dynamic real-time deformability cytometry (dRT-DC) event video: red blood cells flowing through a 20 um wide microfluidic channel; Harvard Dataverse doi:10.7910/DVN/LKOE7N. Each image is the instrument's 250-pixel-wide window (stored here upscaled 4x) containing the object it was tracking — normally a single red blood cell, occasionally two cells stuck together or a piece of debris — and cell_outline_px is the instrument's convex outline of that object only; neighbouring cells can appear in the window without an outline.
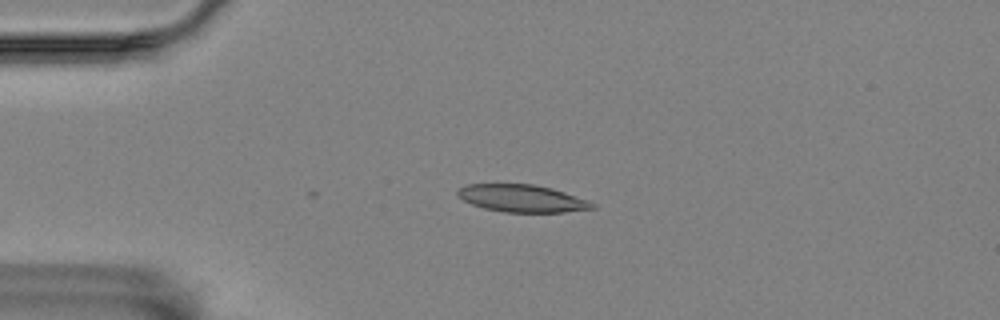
{"species": "Egyptian fruit bat (a non-hibernating species)", "species_latin": "Rousettus aegyptiacus", "temperature_condition": "room temperature", "stored_images_in_passage": 25, "camera_frame_rate_fps": 3000, "um_per_image_px": 0.085, "animal": {"sex": "female"}, "frame": {"image": 1, "passage_image": 1, "time_ms": 0.0, "image_size_px": [1000, 320], "cell_outline_px": [[596, 208], [564, 212], [504, 212], [484, 208], [472, 204], [456, 196], [456, 192], [460, 188], [468, 184], [532, 184], [552, 188], [588, 200], [596, 204]], "centroid_in_image_um": [44.38, 16.86], "position_along_channel_um": 40.6, "area_um2": 21.44}}
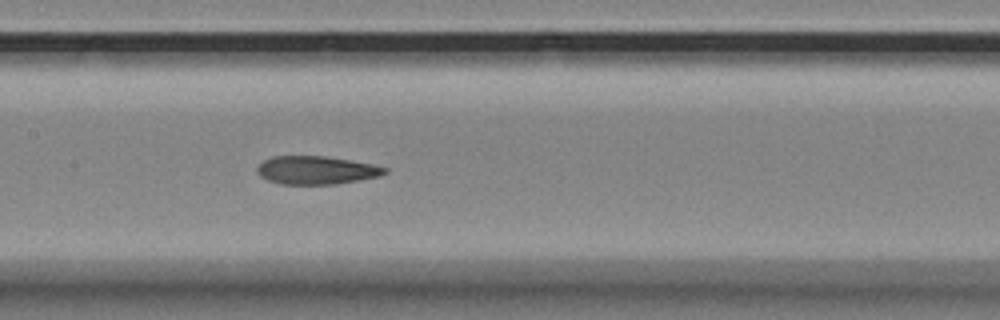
{"frame": {"image": 2, "passage_image": 15, "time_ms": 4.667, "image_size_px": [1000, 320], "cell_outline_px": [[388, 172], [380, 176], [360, 180], [336, 184], [280, 184], [268, 180], [260, 176], [256, 172], [256, 168], [264, 160], [272, 156], [324, 156], [372, 164], [388, 168]], "centroid_in_image_um": [26.88, 14.47], "position_along_channel_um": 180.5, "area_um2": 20.98}}
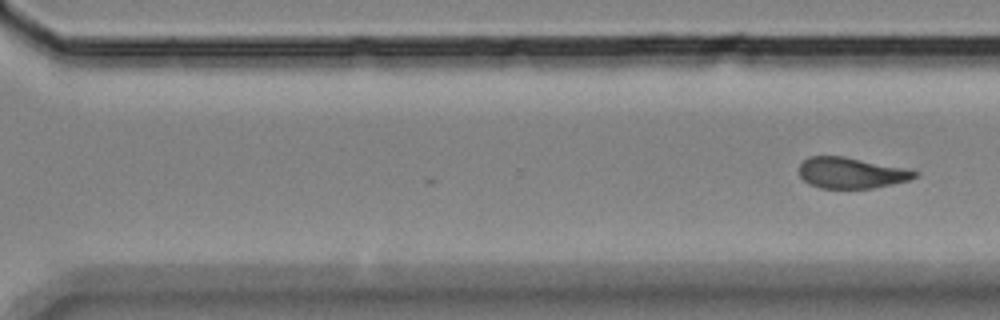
{"frame": {"image": 3, "passage_image": 25, "time_ms": 8.0, "image_size_px": [1000, 320], "cell_outline_px": [[916, 176], [908, 180], [892, 184], [872, 188], [820, 188], [808, 184], [800, 176], [800, 164], [808, 156], [844, 156], [904, 168], [916, 172]], "centroid_in_image_um": [72.29, 14.69], "position_along_channel_um": 298.3, "area_um2": 20.58}}